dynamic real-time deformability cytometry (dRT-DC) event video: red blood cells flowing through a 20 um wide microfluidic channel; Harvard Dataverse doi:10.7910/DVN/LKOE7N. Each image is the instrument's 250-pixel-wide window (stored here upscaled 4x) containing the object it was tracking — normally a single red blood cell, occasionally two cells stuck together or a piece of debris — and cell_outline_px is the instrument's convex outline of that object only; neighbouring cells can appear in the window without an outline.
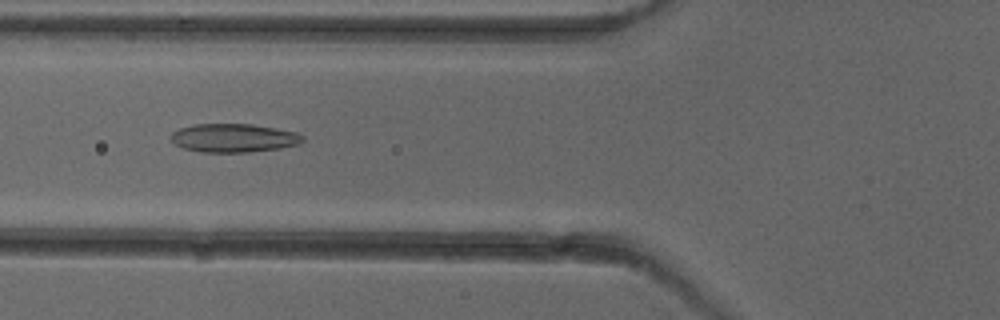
{"species": "common noctule bat (a hibernating species)", "species_latin": "Nyctalus noctula", "temperature_condition": "cold", "stored_images_in_passage": 6, "camera_frame_rate_fps": 3000, "um_per_image_px": 0.085, "animal": {"sex": "female"}, "frame": {"image": 1, "passage_image": 6, "time_ms": 5.667, "image_size_px": [1000, 320], "cell_outline_px": [[304, 140], [300, 144], [280, 148], [248, 152], [200, 152], [184, 148], [176, 144], [172, 140], [172, 132], [180, 128], [192, 124], [252, 124], [276, 128], [296, 132], [304, 136]], "centroid_in_image_um": [19.89, 11.72], "position_along_channel_um": 105.9, "area_um2": 21.91}}